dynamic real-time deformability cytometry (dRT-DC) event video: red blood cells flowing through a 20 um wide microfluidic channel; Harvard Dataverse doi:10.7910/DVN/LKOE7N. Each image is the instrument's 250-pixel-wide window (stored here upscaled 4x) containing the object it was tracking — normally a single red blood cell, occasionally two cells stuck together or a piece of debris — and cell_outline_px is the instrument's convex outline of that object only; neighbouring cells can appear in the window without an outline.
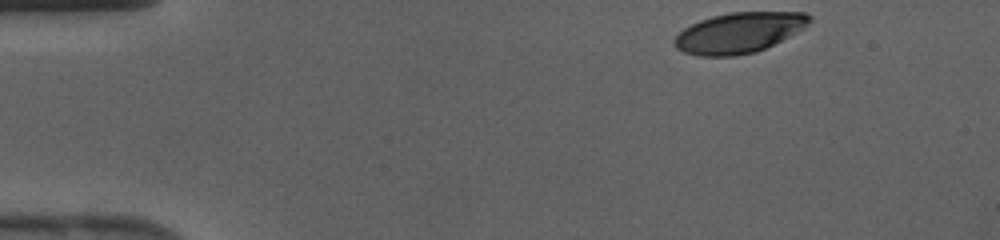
{"species": "human", "species_latin": "Homo sapiens", "temperature_condition": "cold", "stored_images_in_passage": 32, "camera_frame_rate_fps": 3000, "um_per_image_px": 0.085, "donor": {"sex": "female"}, "frame": {"image": 1, "passage_image": 1, "time_ms": 0.0, "image_size_px": [1000, 240], "cell_outline_px": [[812, 20], [804, 28], [756, 52], [736, 56], [700, 56], [684, 52], [676, 48], [672, 44], [672, 40], [684, 28], [700, 20], [712, 16], [728, 12], [804, 12], [812, 16]], "centroid_in_image_um": [62.79, 2.77], "position_along_channel_um": 22.2, "area_um2": 31.79}}
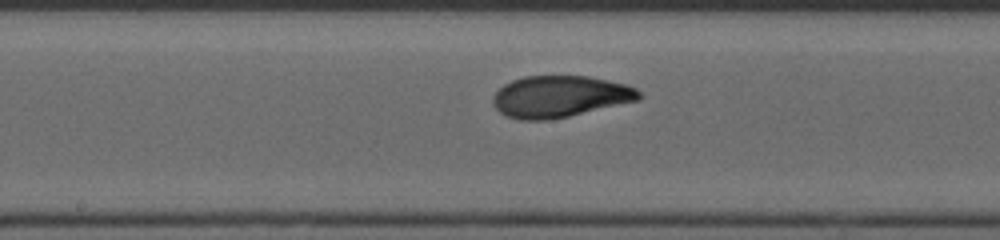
{"frame": {"image": 2, "passage_image": 18, "time_ms": 5.667, "image_size_px": [1000, 240], "cell_outline_px": [[644, 96], [640, 100], [568, 116], [548, 120], [520, 120], [508, 116], [500, 112], [492, 104], [492, 96], [504, 84], [512, 80], [524, 76], [588, 76], [624, 84], [636, 88]], "centroid_in_image_um": [47.59, 8.2], "position_along_channel_um": 200.6, "area_um2": 35.37}}
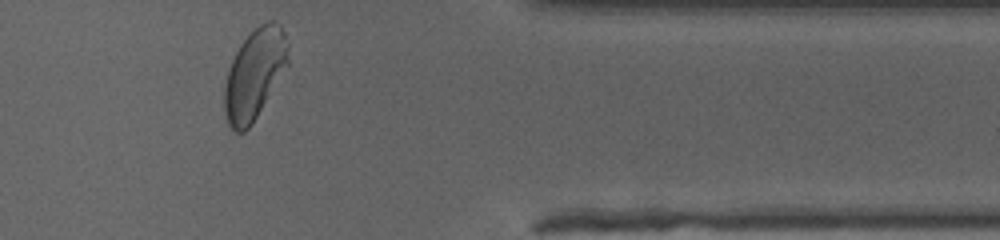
{"frame": {"image": 3, "passage_image": 31, "time_ms": 10.0, "image_size_px": [1000, 240], "cell_outline_px": [[288, 64], [252, 124], [244, 132], [236, 132], [228, 124], [224, 112], [224, 84], [228, 68], [240, 44], [260, 24], [268, 20], [272, 20], [280, 24], [284, 32], [288, 44]], "centroid_in_image_um": [21.62, 6.3], "position_along_channel_um": 389.8, "area_um2": 33.29}}